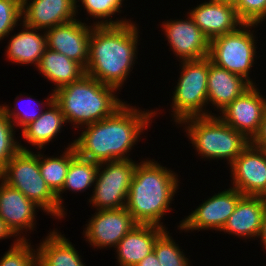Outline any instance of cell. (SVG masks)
Here are the masks:
<instances>
[{
    "label": "cell",
    "mask_w": 266,
    "mask_h": 266,
    "mask_svg": "<svg viewBox=\"0 0 266 266\" xmlns=\"http://www.w3.org/2000/svg\"><path fill=\"white\" fill-rule=\"evenodd\" d=\"M157 112L125 103L113 115L80 128L84 131L73 140V147L81 158L98 163L132 159L129 152Z\"/></svg>",
    "instance_id": "6da1fadb"
},
{
    "label": "cell",
    "mask_w": 266,
    "mask_h": 266,
    "mask_svg": "<svg viewBox=\"0 0 266 266\" xmlns=\"http://www.w3.org/2000/svg\"><path fill=\"white\" fill-rule=\"evenodd\" d=\"M136 25L133 21L122 25H94L86 74L121 91L138 59L140 32Z\"/></svg>",
    "instance_id": "7a4b0ae2"
},
{
    "label": "cell",
    "mask_w": 266,
    "mask_h": 266,
    "mask_svg": "<svg viewBox=\"0 0 266 266\" xmlns=\"http://www.w3.org/2000/svg\"><path fill=\"white\" fill-rule=\"evenodd\" d=\"M177 177L174 171L154 159L137 161L126 203L127 211L137 224L167 228L161 220L172 211L173 197L180 186Z\"/></svg>",
    "instance_id": "3957f363"
},
{
    "label": "cell",
    "mask_w": 266,
    "mask_h": 266,
    "mask_svg": "<svg viewBox=\"0 0 266 266\" xmlns=\"http://www.w3.org/2000/svg\"><path fill=\"white\" fill-rule=\"evenodd\" d=\"M118 89L84 74L54 92L67 123L77 130L113 115L126 102L117 97Z\"/></svg>",
    "instance_id": "277c9868"
},
{
    "label": "cell",
    "mask_w": 266,
    "mask_h": 266,
    "mask_svg": "<svg viewBox=\"0 0 266 266\" xmlns=\"http://www.w3.org/2000/svg\"><path fill=\"white\" fill-rule=\"evenodd\" d=\"M178 125L185 129L197 154L209 161L224 159L231 165L250 144L243 133L231 128L217 115L189 117Z\"/></svg>",
    "instance_id": "5b68a950"
},
{
    "label": "cell",
    "mask_w": 266,
    "mask_h": 266,
    "mask_svg": "<svg viewBox=\"0 0 266 266\" xmlns=\"http://www.w3.org/2000/svg\"><path fill=\"white\" fill-rule=\"evenodd\" d=\"M20 148L0 173V179L12 188L21 191L44 213L61 220L66 212L59 207L56 195L42 178L39 168V152L36 154L21 143Z\"/></svg>",
    "instance_id": "8992f818"
},
{
    "label": "cell",
    "mask_w": 266,
    "mask_h": 266,
    "mask_svg": "<svg viewBox=\"0 0 266 266\" xmlns=\"http://www.w3.org/2000/svg\"><path fill=\"white\" fill-rule=\"evenodd\" d=\"M180 64L181 75L174 87L171 105V117L176 125L189 117L216 115L206 110L209 57L180 61Z\"/></svg>",
    "instance_id": "52a82bcc"
},
{
    "label": "cell",
    "mask_w": 266,
    "mask_h": 266,
    "mask_svg": "<svg viewBox=\"0 0 266 266\" xmlns=\"http://www.w3.org/2000/svg\"><path fill=\"white\" fill-rule=\"evenodd\" d=\"M258 24H243L236 31L216 37L210 41L209 58L212 63L242 76L252 85H256L249 76L256 61L257 40L254 35Z\"/></svg>",
    "instance_id": "ba28073f"
},
{
    "label": "cell",
    "mask_w": 266,
    "mask_h": 266,
    "mask_svg": "<svg viewBox=\"0 0 266 266\" xmlns=\"http://www.w3.org/2000/svg\"><path fill=\"white\" fill-rule=\"evenodd\" d=\"M136 166V161L132 159L99 163L94 191L88 199L91 206L95 207V210L126 207Z\"/></svg>",
    "instance_id": "9c48e42d"
},
{
    "label": "cell",
    "mask_w": 266,
    "mask_h": 266,
    "mask_svg": "<svg viewBox=\"0 0 266 266\" xmlns=\"http://www.w3.org/2000/svg\"><path fill=\"white\" fill-rule=\"evenodd\" d=\"M242 196L243 194L233 187L215 193L180 221L178 230L185 232L209 229L221 231Z\"/></svg>",
    "instance_id": "30bf717a"
},
{
    "label": "cell",
    "mask_w": 266,
    "mask_h": 266,
    "mask_svg": "<svg viewBox=\"0 0 266 266\" xmlns=\"http://www.w3.org/2000/svg\"><path fill=\"white\" fill-rule=\"evenodd\" d=\"M85 224L83 235L93 248L114 247L137 223L126 207L120 209L96 210Z\"/></svg>",
    "instance_id": "8fae6325"
},
{
    "label": "cell",
    "mask_w": 266,
    "mask_h": 266,
    "mask_svg": "<svg viewBox=\"0 0 266 266\" xmlns=\"http://www.w3.org/2000/svg\"><path fill=\"white\" fill-rule=\"evenodd\" d=\"M186 20L176 19L162 22V31L171 51L178 61L199 60L209 56L210 40L187 13Z\"/></svg>",
    "instance_id": "7c38bea8"
},
{
    "label": "cell",
    "mask_w": 266,
    "mask_h": 266,
    "mask_svg": "<svg viewBox=\"0 0 266 266\" xmlns=\"http://www.w3.org/2000/svg\"><path fill=\"white\" fill-rule=\"evenodd\" d=\"M266 97L257 85H252L241 96L222 109L217 116L231 128L251 140L257 133L266 110Z\"/></svg>",
    "instance_id": "4fadbf2b"
},
{
    "label": "cell",
    "mask_w": 266,
    "mask_h": 266,
    "mask_svg": "<svg viewBox=\"0 0 266 266\" xmlns=\"http://www.w3.org/2000/svg\"><path fill=\"white\" fill-rule=\"evenodd\" d=\"M229 167L231 187L247 196L266 194V150L249 144Z\"/></svg>",
    "instance_id": "5bb4252c"
},
{
    "label": "cell",
    "mask_w": 266,
    "mask_h": 266,
    "mask_svg": "<svg viewBox=\"0 0 266 266\" xmlns=\"http://www.w3.org/2000/svg\"><path fill=\"white\" fill-rule=\"evenodd\" d=\"M93 24L78 19L45 30L47 48L64 54L84 69L89 59V40Z\"/></svg>",
    "instance_id": "9a60e30c"
},
{
    "label": "cell",
    "mask_w": 266,
    "mask_h": 266,
    "mask_svg": "<svg viewBox=\"0 0 266 266\" xmlns=\"http://www.w3.org/2000/svg\"><path fill=\"white\" fill-rule=\"evenodd\" d=\"M36 208L41 210L21 191L0 179V218L19 240H27L22 231L27 234L36 228Z\"/></svg>",
    "instance_id": "2e32d148"
},
{
    "label": "cell",
    "mask_w": 266,
    "mask_h": 266,
    "mask_svg": "<svg viewBox=\"0 0 266 266\" xmlns=\"http://www.w3.org/2000/svg\"><path fill=\"white\" fill-rule=\"evenodd\" d=\"M189 11L187 13L210 41L234 32L244 24L234 5L221 1L208 0Z\"/></svg>",
    "instance_id": "e0dca14e"
},
{
    "label": "cell",
    "mask_w": 266,
    "mask_h": 266,
    "mask_svg": "<svg viewBox=\"0 0 266 266\" xmlns=\"http://www.w3.org/2000/svg\"><path fill=\"white\" fill-rule=\"evenodd\" d=\"M76 15V0H22V23L42 31L73 21Z\"/></svg>",
    "instance_id": "ac0fdd59"
},
{
    "label": "cell",
    "mask_w": 266,
    "mask_h": 266,
    "mask_svg": "<svg viewBox=\"0 0 266 266\" xmlns=\"http://www.w3.org/2000/svg\"><path fill=\"white\" fill-rule=\"evenodd\" d=\"M166 230L152 224L135 225L115 246L119 266H135L154 251L157 238Z\"/></svg>",
    "instance_id": "d6986e66"
},
{
    "label": "cell",
    "mask_w": 266,
    "mask_h": 266,
    "mask_svg": "<svg viewBox=\"0 0 266 266\" xmlns=\"http://www.w3.org/2000/svg\"><path fill=\"white\" fill-rule=\"evenodd\" d=\"M252 84L242 76L229 72L212 63L209 58L207 80V101L220 112L228 104L241 96Z\"/></svg>",
    "instance_id": "ffe728a7"
},
{
    "label": "cell",
    "mask_w": 266,
    "mask_h": 266,
    "mask_svg": "<svg viewBox=\"0 0 266 266\" xmlns=\"http://www.w3.org/2000/svg\"><path fill=\"white\" fill-rule=\"evenodd\" d=\"M264 213L265 207L261 196L243 195L220 232L243 239L257 238Z\"/></svg>",
    "instance_id": "44dd1931"
},
{
    "label": "cell",
    "mask_w": 266,
    "mask_h": 266,
    "mask_svg": "<svg viewBox=\"0 0 266 266\" xmlns=\"http://www.w3.org/2000/svg\"><path fill=\"white\" fill-rule=\"evenodd\" d=\"M21 25V32L10 36L5 50L6 58L16 64L36 65V68L47 49L45 31L40 33L38 31L41 29L26 26L22 22Z\"/></svg>",
    "instance_id": "7402d4cb"
},
{
    "label": "cell",
    "mask_w": 266,
    "mask_h": 266,
    "mask_svg": "<svg viewBox=\"0 0 266 266\" xmlns=\"http://www.w3.org/2000/svg\"><path fill=\"white\" fill-rule=\"evenodd\" d=\"M37 266H86L72 242L54 229L37 245Z\"/></svg>",
    "instance_id": "603a6c76"
},
{
    "label": "cell",
    "mask_w": 266,
    "mask_h": 266,
    "mask_svg": "<svg viewBox=\"0 0 266 266\" xmlns=\"http://www.w3.org/2000/svg\"><path fill=\"white\" fill-rule=\"evenodd\" d=\"M46 109L35 121L22 129L23 139L37 150L43 149L47 143L52 142V139L61 133V128L67 125L64 114L55 100Z\"/></svg>",
    "instance_id": "cb8c5ba5"
},
{
    "label": "cell",
    "mask_w": 266,
    "mask_h": 266,
    "mask_svg": "<svg viewBox=\"0 0 266 266\" xmlns=\"http://www.w3.org/2000/svg\"><path fill=\"white\" fill-rule=\"evenodd\" d=\"M36 69L54 84L53 93L86 74L85 69L79 63L49 48L44 52Z\"/></svg>",
    "instance_id": "d4e9b609"
},
{
    "label": "cell",
    "mask_w": 266,
    "mask_h": 266,
    "mask_svg": "<svg viewBox=\"0 0 266 266\" xmlns=\"http://www.w3.org/2000/svg\"><path fill=\"white\" fill-rule=\"evenodd\" d=\"M99 163L81 158L76 155L70 162V166L64 181L62 190L56 195L59 207L66 212L63 204L64 191H73L74 193L84 192L92 187L96 181Z\"/></svg>",
    "instance_id": "484cf974"
},
{
    "label": "cell",
    "mask_w": 266,
    "mask_h": 266,
    "mask_svg": "<svg viewBox=\"0 0 266 266\" xmlns=\"http://www.w3.org/2000/svg\"><path fill=\"white\" fill-rule=\"evenodd\" d=\"M77 155L73 142L68 143L67 148L60 156H44L39 151V168L42 178L51 191L57 195L63 187L71 160Z\"/></svg>",
    "instance_id": "4316f807"
},
{
    "label": "cell",
    "mask_w": 266,
    "mask_h": 266,
    "mask_svg": "<svg viewBox=\"0 0 266 266\" xmlns=\"http://www.w3.org/2000/svg\"><path fill=\"white\" fill-rule=\"evenodd\" d=\"M124 0H76V13H78V7L83 6L86 10V14L89 17L95 19L93 25L105 26V25H122L131 20L126 17L123 19L113 20L111 17L116 13H121ZM81 2V3H78ZM82 4V5H80Z\"/></svg>",
    "instance_id": "83f0119b"
},
{
    "label": "cell",
    "mask_w": 266,
    "mask_h": 266,
    "mask_svg": "<svg viewBox=\"0 0 266 266\" xmlns=\"http://www.w3.org/2000/svg\"><path fill=\"white\" fill-rule=\"evenodd\" d=\"M167 230L157 238L154 246L160 266H190V260Z\"/></svg>",
    "instance_id": "f1b7e54d"
},
{
    "label": "cell",
    "mask_w": 266,
    "mask_h": 266,
    "mask_svg": "<svg viewBox=\"0 0 266 266\" xmlns=\"http://www.w3.org/2000/svg\"><path fill=\"white\" fill-rule=\"evenodd\" d=\"M16 237L0 260V266H37V250L31 242Z\"/></svg>",
    "instance_id": "f546056e"
},
{
    "label": "cell",
    "mask_w": 266,
    "mask_h": 266,
    "mask_svg": "<svg viewBox=\"0 0 266 266\" xmlns=\"http://www.w3.org/2000/svg\"><path fill=\"white\" fill-rule=\"evenodd\" d=\"M19 96H22V94L18 95L15 98V100H17V101L15 102L16 103L15 107H13L14 109L10 108L8 105H5V104L0 105V108L7 115V117L12 121L15 128L21 127V129H23L29 123L35 121L43 113L45 108L54 100V93L53 92H51L50 96H48V98L45 99V102L44 101L43 102L36 101V102H38L39 106H41V107H38V104L35 102V100L33 98H30V97H32L31 95L29 96V98L27 97L26 99H24L27 102L30 101L31 104H33L35 102V104H36L35 106L40 108V110H39L40 112H37L38 110H36L35 108L34 109L32 108L33 110L31 109L30 111L26 110L27 108L24 110L20 109V107L17 106L18 103L20 102V101L18 102ZM21 100L23 101V99H21Z\"/></svg>",
    "instance_id": "4dcf8cb0"
},
{
    "label": "cell",
    "mask_w": 266,
    "mask_h": 266,
    "mask_svg": "<svg viewBox=\"0 0 266 266\" xmlns=\"http://www.w3.org/2000/svg\"><path fill=\"white\" fill-rule=\"evenodd\" d=\"M15 126L0 108V173L7 163L21 149L15 138ZM15 138V139H14Z\"/></svg>",
    "instance_id": "1f68e13d"
},
{
    "label": "cell",
    "mask_w": 266,
    "mask_h": 266,
    "mask_svg": "<svg viewBox=\"0 0 266 266\" xmlns=\"http://www.w3.org/2000/svg\"><path fill=\"white\" fill-rule=\"evenodd\" d=\"M22 22L21 0H0V41L20 26ZM19 24V25H17Z\"/></svg>",
    "instance_id": "d6a6232c"
},
{
    "label": "cell",
    "mask_w": 266,
    "mask_h": 266,
    "mask_svg": "<svg viewBox=\"0 0 266 266\" xmlns=\"http://www.w3.org/2000/svg\"><path fill=\"white\" fill-rule=\"evenodd\" d=\"M239 19L245 24H262L266 20V0H238L234 5Z\"/></svg>",
    "instance_id": "836d02e7"
},
{
    "label": "cell",
    "mask_w": 266,
    "mask_h": 266,
    "mask_svg": "<svg viewBox=\"0 0 266 266\" xmlns=\"http://www.w3.org/2000/svg\"><path fill=\"white\" fill-rule=\"evenodd\" d=\"M250 144L257 148L266 150V110L264 112L259 129L254 137L250 140Z\"/></svg>",
    "instance_id": "e575fe53"
},
{
    "label": "cell",
    "mask_w": 266,
    "mask_h": 266,
    "mask_svg": "<svg viewBox=\"0 0 266 266\" xmlns=\"http://www.w3.org/2000/svg\"><path fill=\"white\" fill-rule=\"evenodd\" d=\"M135 266H160V263L158 261V258L154 251L147 255L143 260H141L137 265Z\"/></svg>",
    "instance_id": "d590c367"
},
{
    "label": "cell",
    "mask_w": 266,
    "mask_h": 266,
    "mask_svg": "<svg viewBox=\"0 0 266 266\" xmlns=\"http://www.w3.org/2000/svg\"><path fill=\"white\" fill-rule=\"evenodd\" d=\"M13 236L16 237L12 231L6 226L4 221L0 218V240L11 238Z\"/></svg>",
    "instance_id": "8d00e7d4"
},
{
    "label": "cell",
    "mask_w": 266,
    "mask_h": 266,
    "mask_svg": "<svg viewBox=\"0 0 266 266\" xmlns=\"http://www.w3.org/2000/svg\"><path fill=\"white\" fill-rule=\"evenodd\" d=\"M260 238V245H262V248L266 250V212L264 213L262 225L260 229V233L258 236V239Z\"/></svg>",
    "instance_id": "74e56055"
},
{
    "label": "cell",
    "mask_w": 266,
    "mask_h": 266,
    "mask_svg": "<svg viewBox=\"0 0 266 266\" xmlns=\"http://www.w3.org/2000/svg\"><path fill=\"white\" fill-rule=\"evenodd\" d=\"M216 1H221V2H224V3H229V4L235 5L238 0H216Z\"/></svg>",
    "instance_id": "f35d334b"
},
{
    "label": "cell",
    "mask_w": 266,
    "mask_h": 266,
    "mask_svg": "<svg viewBox=\"0 0 266 266\" xmlns=\"http://www.w3.org/2000/svg\"><path fill=\"white\" fill-rule=\"evenodd\" d=\"M263 202H264V207H265V212H266V194L262 196Z\"/></svg>",
    "instance_id": "ab89813d"
}]
</instances>
